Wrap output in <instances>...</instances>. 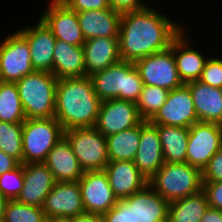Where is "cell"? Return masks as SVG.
I'll use <instances>...</instances> for the list:
<instances>
[{
  "label": "cell",
  "mask_w": 222,
  "mask_h": 222,
  "mask_svg": "<svg viewBox=\"0 0 222 222\" xmlns=\"http://www.w3.org/2000/svg\"><path fill=\"white\" fill-rule=\"evenodd\" d=\"M150 7L121 14L118 35L121 60L135 62L164 51L184 29L183 24L172 20L168 14Z\"/></svg>",
  "instance_id": "obj_1"
},
{
  "label": "cell",
  "mask_w": 222,
  "mask_h": 222,
  "mask_svg": "<svg viewBox=\"0 0 222 222\" xmlns=\"http://www.w3.org/2000/svg\"><path fill=\"white\" fill-rule=\"evenodd\" d=\"M101 103L90 77L57 80L54 118L64 131L95 126Z\"/></svg>",
  "instance_id": "obj_2"
},
{
  "label": "cell",
  "mask_w": 222,
  "mask_h": 222,
  "mask_svg": "<svg viewBox=\"0 0 222 222\" xmlns=\"http://www.w3.org/2000/svg\"><path fill=\"white\" fill-rule=\"evenodd\" d=\"M90 78L101 101L118 99L136 103L144 87L134 62L130 61L121 60Z\"/></svg>",
  "instance_id": "obj_3"
},
{
  "label": "cell",
  "mask_w": 222,
  "mask_h": 222,
  "mask_svg": "<svg viewBox=\"0 0 222 222\" xmlns=\"http://www.w3.org/2000/svg\"><path fill=\"white\" fill-rule=\"evenodd\" d=\"M57 80L50 72L34 71L15 82L26 119L54 117Z\"/></svg>",
  "instance_id": "obj_4"
},
{
  "label": "cell",
  "mask_w": 222,
  "mask_h": 222,
  "mask_svg": "<svg viewBox=\"0 0 222 222\" xmlns=\"http://www.w3.org/2000/svg\"><path fill=\"white\" fill-rule=\"evenodd\" d=\"M148 185L170 203L202 190V173L187 162L164 163Z\"/></svg>",
  "instance_id": "obj_5"
},
{
  "label": "cell",
  "mask_w": 222,
  "mask_h": 222,
  "mask_svg": "<svg viewBox=\"0 0 222 222\" xmlns=\"http://www.w3.org/2000/svg\"><path fill=\"white\" fill-rule=\"evenodd\" d=\"M63 137L64 129L54 117L26 119L22 129L23 164L44 162Z\"/></svg>",
  "instance_id": "obj_6"
},
{
  "label": "cell",
  "mask_w": 222,
  "mask_h": 222,
  "mask_svg": "<svg viewBox=\"0 0 222 222\" xmlns=\"http://www.w3.org/2000/svg\"><path fill=\"white\" fill-rule=\"evenodd\" d=\"M82 170L102 171L109 163L107 139L94 126L64 131Z\"/></svg>",
  "instance_id": "obj_7"
},
{
  "label": "cell",
  "mask_w": 222,
  "mask_h": 222,
  "mask_svg": "<svg viewBox=\"0 0 222 222\" xmlns=\"http://www.w3.org/2000/svg\"><path fill=\"white\" fill-rule=\"evenodd\" d=\"M28 41L16 30L0 42V81L15 83L33 73Z\"/></svg>",
  "instance_id": "obj_8"
},
{
  "label": "cell",
  "mask_w": 222,
  "mask_h": 222,
  "mask_svg": "<svg viewBox=\"0 0 222 222\" xmlns=\"http://www.w3.org/2000/svg\"><path fill=\"white\" fill-rule=\"evenodd\" d=\"M144 85L157 86L168 91L183 85L173 56V41L168 49L134 62Z\"/></svg>",
  "instance_id": "obj_9"
},
{
  "label": "cell",
  "mask_w": 222,
  "mask_h": 222,
  "mask_svg": "<svg viewBox=\"0 0 222 222\" xmlns=\"http://www.w3.org/2000/svg\"><path fill=\"white\" fill-rule=\"evenodd\" d=\"M222 148V125L197 122L189 127L187 163L201 171Z\"/></svg>",
  "instance_id": "obj_10"
},
{
  "label": "cell",
  "mask_w": 222,
  "mask_h": 222,
  "mask_svg": "<svg viewBox=\"0 0 222 222\" xmlns=\"http://www.w3.org/2000/svg\"><path fill=\"white\" fill-rule=\"evenodd\" d=\"M149 121L155 125L185 128L199 122L189 88L183 84L169 91L166 102Z\"/></svg>",
  "instance_id": "obj_11"
},
{
  "label": "cell",
  "mask_w": 222,
  "mask_h": 222,
  "mask_svg": "<svg viewBox=\"0 0 222 222\" xmlns=\"http://www.w3.org/2000/svg\"><path fill=\"white\" fill-rule=\"evenodd\" d=\"M142 121L134 102L109 99L102 101L94 127L107 137L133 128Z\"/></svg>",
  "instance_id": "obj_12"
},
{
  "label": "cell",
  "mask_w": 222,
  "mask_h": 222,
  "mask_svg": "<svg viewBox=\"0 0 222 222\" xmlns=\"http://www.w3.org/2000/svg\"><path fill=\"white\" fill-rule=\"evenodd\" d=\"M47 219H71L86 213L78 182H56L42 206Z\"/></svg>",
  "instance_id": "obj_13"
},
{
  "label": "cell",
  "mask_w": 222,
  "mask_h": 222,
  "mask_svg": "<svg viewBox=\"0 0 222 222\" xmlns=\"http://www.w3.org/2000/svg\"><path fill=\"white\" fill-rule=\"evenodd\" d=\"M78 183L87 214L104 215L118 201L104 170L85 171Z\"/></svg>",
  "instance_id": "obj_14"
},
{
  "label": "cell",
  "mask_w": 222,
  "mask_h": 222,
  "mask_svg": "<svg viewBox=\"0 0 222 222\" xmlns=\"http://www.w3.org/2000/svg\"><path fill=\"white\" fill-rule=\"evenodd\" d=\"M49 3L39 18L51 30L56 40L74 46H83L86 40L79 25L77 12L60 0H50Z\"/></svg>",
  "instance_id": "obj_15"
},
{
  "label": "cell",
  "mask_w": 222,
  "mask_h": 222,
  "mask_svg": "<svg viewBox=\"0 0 222 222\" xmlns=\"http://www.w3.org/2000/svg\"><path fill=\"white\" fill-rule=\"evenodd\" d=\"M17 31L28 41L33 69L53 74L56 38L46 24L39 19L35 26L29 25Z\"/></svg>",
  "instance_id": "obj_16"
},
{
  "label": "cell",
  "mask_w": 222,
  "mask_h": 222,
  "mask_svg": "<svg viewBox=\"0 0 222 222\" xmlns=\"http://www.w3.org/2000/svg\"><path fill=\"white\" fill-rule=\"evenodd\" d=\"M23 177V189L16 200L42 208L46 196L56 183L53 173L43 162L27 163L23 164Z\"/></svg>",
  "instance_id": "obj_17"
},
{
  "label": "cell",
  "mask_w": 222,
  "mask_h": 222,
  "mask_svg": "<svg viewBox=\"0 0 222 222\" xmlns=\"http://www.w3.org/2000/svg\"><path fill=\"white\" fill-rule=\"evenodd\" d=\"M139 143L140 145L133 162L149 181L165 163L157 126L149 120H143L141 122Z\"/></svg>",
  "instance_id": "obj_18"
},
{
  "label": "cell",
  "mask_w": 222,
  "mask_h": 222,
  "mask_svg": "<svg viewBox=\"0 0 222 222\" xmlns=\"http://www.w3.org/2000/svg\"><path fill=\"white\" fill-rule=\"evenodd\" d=\"M104 171L118 200L125 199L148 185V180L133 161H110Z\"/></svg>",
  "instance_id": "obj_19"
},
{
  "label": "cell",
  "mask_w": 222,
  "mask_h": 222,
  "mask_svg": "<svg viewBox=\"0 0 222 222\" xmlns=\"http://www.w3.org/2000/svg\"><path fill=\"white\" fill-rule=\"evenodd\" d=\"M185 31H187L186 28L173 39V56L179 78L183 84L199 80L208 59L192 48V40H189Z\"/></svg>",
  "instance_id": "obj_20"
},
{
  "label": "cell",
  "mask_w": 222,
  "mask_h": 222,
  "mask_svg": "<svg viewBox=\"0 0 222 222\" xmlns=\"http://www.w3.org/2000/svg\"><path fill=\"white\" fill-rule=\"evenodd\" d=\"M83 49L87 77L121 61L118 38H92L85 41Z\"/></svg>",
  "instance_id": "obj_21"
},
{
  "label": "cell",
  "mask_w": 222,
  "mask_h": 222,
  "mask_svg": "<svg viewBox=\"0 0 222 222\" xmlns=\"http://www.w3.org/2000/svg\"><path fill=\"white\" fill-rule=\"evenodd\" d=\"M185 85L191 92L198 121L222 125V88L211 87L199 80Z\"/></svg>",
  "instance_id": "obj_22"
},
{
  "label": "cell",
  "mask_w": 222,
  "mask_h": 222,
  "mask_svg": "<svg viewBox=\"0 0 222 222\" xmlns=\"http://www.w3.org/2000/svg\"><path fill=\"white\" fill-rule=\"evenodd\" d=\"M43 163L53 173L56 182H78L84 173L65 137L55 144Z\"/></svg>",
  "instance_id": "obj_23"
},
{
  "label": "cell",
  "mask_w": 222,
  "mask_h": 222,
  "mask_svg": "<svg viewBox=\"0 0 222 222\" xmlns=\"http://www.w3.org/2000/svg\"><path fill=\"white\" fill-rule=\"evenodd\" d=\"M85 40L96 37L118 38L121 14L112 9L77 12Z\"/></svg>",
  "instance_id": "obj_24"
},
{
  "label": "cell",
  "mask_w": 222,
  "mask_h": 222,
  "mask_svg": "<svg viewBox=\"0 0 222 222\" xmlns=\"http://www.w3.org/2000/svg\"><path fill=\"white\" fill-rule=\"evenodd\" d=\"M134 205L135 222H167L169 202L147 185L143 190L125 198Z\"/></svg>",
  "instance_id": "obj_25"
},
{
  "label": "cell",
  "mask_w": 222,
  "mask_h": 222,
  "mask_svg": "<svg viewBox=\"0 0 222 222\" xmlns=\"http://www.w3.org/2000/svg\"><path fill=\"white\" fill-rule=\"evenodd\" d=\"M53 75L57 79L86 77L83 46H74L56 40L53 54Z\"/></svg>",
  "instance_id": "obj_26"
},
{
  "label": "cell",
  "mask_w": 222,
  "mask_h": 222,
  "mask_svg": "<svg viewBox=\"0 0 222 222\" xmlns=\"http://www.w3.org/2000/svg\"><path fill=\"white\" fill-rule=\"evenodd\" d=\"M165 163L187 162L189 128L156 125Z\"/></svg>",
  "instance_id": "obj_27"
},
{
  "label": "cell",
  "mask_w": 222,
  "mask_h": 222,
  "mask_svg": "<svg viewBox=\"0 0 222 222\" xmlns=\"http://www.w3.org/2000/svg\"><path fill=\"white\" fill-rule=\"evenodd\" d=\"M209 204L205 192L170 202L167 222H200Z\"/></svg>",
  "instance_id": "obj_28"
},
{
  "label": "cell",
  "mask_w": 222,
  "mask_h": 222,
  "mask_svg": "<svg viewBox=\"0 0 222 222\" xmlns=\"http://www.w3.org/2000/svg\"><path fill=\"white\" fill-rule=\"evenodd\" d=\"M141 123L133 128L107 136L110 161H133L140 145Z\"/></svg>",
  "instance_id": "obj_29"
},
{
  "label": "cell",
  "mask_w": 222,
  "mask_h": 222,
  "mask_svg": "<svg viewBox=\"0 0 222 222\" xmlns=\"http://www.w3.org/2000/svg\"><path fill=\"white\" fill-rule=\"evenodd\" d=\"M25 120L16 84L0 81V121L23 124Z\"/></svg>",
  "instance_id": "obj_30"
},
{
  "label": "cell",
  "mask_w": 222,
  "mask_h": 222,
  "mask_svg": "<svg viewBox=\"0 0 222 222\" xmlns=\"http://www.w3.org/2000/svg\"><path fill=\"white\" fill-rule=\"evenodd\" d=\"M23 124L0 121V150L23 164Z\"/></svg>",
  "instance_id": "obj_31"
},
{
  "label": "cell",
  "mask_w": 222,
  "mask_h": 222,
  "mask_svg": "<svg viewBox=\"0 0 222 222\" xmlns=\"http://www.w3.org/2000/svg\"><path fill=\"white\" fill-rule=\"evenodd\" d=\"M168 95L169 91L164 88L144 85L135 103L141 118L150 120L164 105Z\"/></svg>",
  "instance_id": "obj_32"
},
{
  "label": "cell",
  "mask_w": 222,
  "mask_h": 222,
  "mask_svg": "<svg viewBox=\"0 0 222 222\" xmlns=\"http://www.w3.org/2000/svg\"><path fill=\"white\" fill-rule=\"evenodd\" d=\"M47 218L41 207L9 200L3 217L4 222H46Z\"/></svg>",
  "instance_id": "obj_33"
},
{
  "label": "cell",
  "mask_w": 222,
  "mask_h": 222,
  "mask_svg": "<svg viewBox=\"0 0 222 222\" xmlns=\"http://www.w3.org/2000/svg\"><path fill=\"white\" fill-rule=\"evenodd\" d=\"M23 164L0 176V194L8 200H16L23 189Z\"/></svg>",
  "instance_id": "obj_34"
},
{
  "label": "cell",
  "mask_w": 222,
  "mask_h": 222,
  "mask_svg": "<svg viewBox=\"0 0 222 222\" xmlns=\"http://www.w3.org/2000/svg\"><path fill=\"white\" fill-rule=\"evenodd\" d=\"M199 81L215 88H222V58H208Z\"/></svg>",
  "instance_id": "obj_35"
},
{
  "label": "cell",
  "mask_w": 222,
  "mask_h": 222,
  "mask_svg": "<svg viewBox=\"0 0 222 222\" xmlns=\"http://www.w3.org/2000/svg\"><path fill=\"white\" fill-rule=\"evenodd\" d=\"M103 218L105 222H135L134 205H130L125 199L118 200Z\"/></svg>",
  "instance_id": "obj_36"
},
{
  "label": "cell",
  "mask_w": 222,
  "mask_h": 222,
  "mask_svg": "<svg viewBox=\"0 0 222 222\" xmlns=\"http://www.w3.org/2000/svg\"><path fill=\"white\" fill-rule=\"evenodd\" d=\"M201 173L202 182H222V148L214 154Z\"/></svg>",
  "instance_id": "obj_37"
},
{
  "label": "cell",
  "mask_w": 222,
  "mask_h": 222,
  "mask_svg": "<svg viewBox=\"0 0 222 222\" xmlns=\"http://www.w3.org/2000/svg\"><path fill=\"white\" fill-rule=\"evenodd\" d=\"M75 12L109 9L108 0H60Z\"/></svg>",
  "instance_id": "obj_38"
},
{
  "label": "cell",
  "mask_w": 222,
  "mask_h": 222,
  "mask_svg": "<svg viewBox=\"0 0 222 222\" xmlns=\"http://www.w3.org/2000/svg\"><path fill=\"white\" fill-rule=\"evenodd\" d=\"M209 207L222 210V182H202Z\"/></svg>",
  "instance_id": "obj_39"
},
{
  "label": "cell",
  "mask_w": 222,
  "mask_h": 222,
  "mask_svg": "<svg viewBox=\"0 0 222 222\" xmlns=\"http://www.w3.org/2000/svg\"><path fill=\"white\" fill-rule=\"evenodd\" d=\"M110 9L124 14L143 9L147 4L143 0H108Z\"/></svg>",
  "instance_id": "obj_40"
},
{
  "label": "cell",
  "mask_w": 222,
  "mask_h": 222,
  "mask_svg": "<svg viewBox=\"0 0 222 222\" xmlns=\"http://www.w3.org/2000/svg\"><path fill=\"white\" fill-rule=\"evenodd\" d=\"M20 163L13 157L0 150V176L15 169Z\"/></svg>",
  "instance_id": "obj_41"
},
{
  "label": "cell",
  "mask_w": 222,
  "mask_h": 222,
  "mask_svg": "<svg viewBox=\"0 0 222 222\" xmlns=\"http://www.w3.org/2000/svg\"><path fill=\"white\" fill-rule=\"evenodd\" d=\"M200 222H222V210L208 207Z\"/></svg>",
  "instance_id": "obj_42"
},
{
  "label": "cell",
  "mask_w": 222,
  "mask_h": 222,
  "mask_svg": "<svg viewBox=\"0 0 222 222\" xmlns=\"http://www.w3.org/2000/svg\"><path fill=\"white\" fill-rule=\"evenodd\" d=\"M70 222H105L103 215L83 214L70 219Z\"/></svg>",
  "instance_id": "obj_43"
},
{
  "label": "cell",
  "mask_w": 222,
  "mask_h": 222,
  "mask_svg": "<svg viewBox=\"0 0 222 222\" xmlns=\"http://www.w3.org/2000/svg\"><path fill=\"white\" fill-rule=\"evenodd\" d=\"M9 200L0 194V220H3L6 204Z\"/></svg>",
  "instance_id": "obj_44"
},
{
  "label": "cell",
  "mask_w": 222,
  "mask_h": 222,
  "mask_svg": "<svg viewBox=\"0 0 222 222\" xmlns=\"http://www.w3.org/2000/svg\"><path fill=\"white\" fill-rule=\"evenodd\" d=\"M46 222H70V219H47Z\"/></svg>",
  "instance_id": "obj_45"
}]
</instances>
